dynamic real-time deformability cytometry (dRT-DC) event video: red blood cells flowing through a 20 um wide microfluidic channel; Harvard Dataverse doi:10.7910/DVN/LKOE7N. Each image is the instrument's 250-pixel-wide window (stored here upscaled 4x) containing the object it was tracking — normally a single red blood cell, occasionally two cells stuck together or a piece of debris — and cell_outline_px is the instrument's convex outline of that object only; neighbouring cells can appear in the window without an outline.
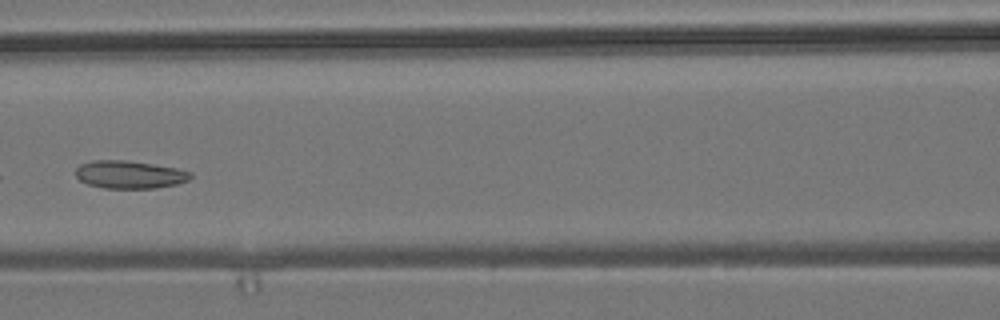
{"species": "common noctule bat (a hibernating species)", "species_latin": "Nyctalus noctula", "temperature_condition": "room temperature", "stored_images_in_passage": 5, "camera_frame_rate_fps": 3000, "um_per_image_px": 0.085, "animal": {"sex": "male", "body_mass_g": 19.2, "forearm_length_mm": 51.8}, "frame": {"image": 1, "passage_image": 5, "time_ms": 5.333, "image_size_px": [1000, 320], "cell_outline_px": [[192, 176], [188, 180], [176, 184], [156, 188], [104, 188], [88, 184], [80, 180], [76, 176], [76, 168], [80, 164], [92, 160], [124, 160], [152, 164], [176, 168], [192, 172]], "centroid_in_image_um": [11.0, 14.83], "position_along_channel_um": 155.6, "area_um2": 18.55}}